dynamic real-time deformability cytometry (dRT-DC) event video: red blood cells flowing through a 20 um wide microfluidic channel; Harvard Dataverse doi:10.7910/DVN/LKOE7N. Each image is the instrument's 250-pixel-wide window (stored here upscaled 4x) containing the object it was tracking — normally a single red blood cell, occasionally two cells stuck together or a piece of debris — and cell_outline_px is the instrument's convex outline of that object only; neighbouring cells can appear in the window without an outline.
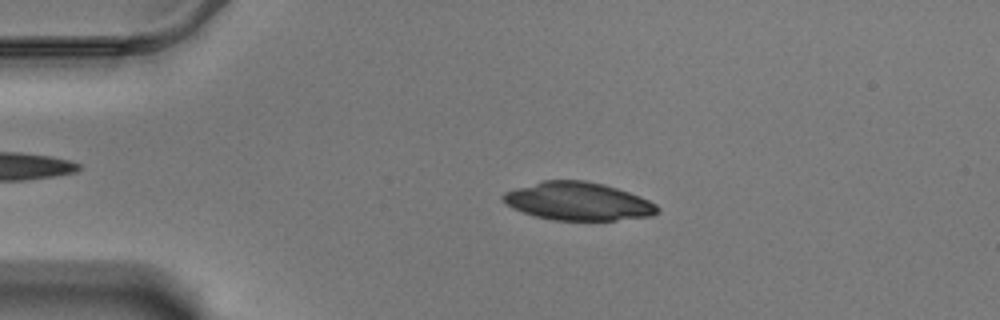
{"species": "Egyptian fruit bat (a non-hibernating species)", "species_latin": "Rousettus aegyptiacus", "temperature_condition": "warm", "stored_images_in_passage": 49, "camera_frame_rate_fps": 3000, "um_per_image_px": 0.085, "animal": {"sex": "male"}, "frame": {"image": 1, "passage_image": 12, "time_ms": 3.667, "image_size_px": [1000, 320], "cell_outline_px": [[660, 212], [652, 216], [616, 220], [556, 220], [536, 216], [512, 208], [500, 196], [504, 192], [516, 188], [544, 180], [584, 180], [604, 184], [640, 196], [656, 204], [660, 208]], "centroid_in_image_um": [49.17, 17.11], "position_along_channel_um": 35.8, "area_um2": 34.1}}